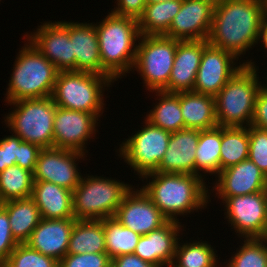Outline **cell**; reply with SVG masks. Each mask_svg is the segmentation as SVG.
Returning a JSON list of instances; mask_svg holds the SVG:
<instances>
[{
    "instance_id": "cell-17",
    "label": "cell",
    "mask_w": 267,
    "mask_h": 267,
    "mask_svg": "<svg viewBox=\"0 0 267 267\" xmlns=\"http://www.w3.org/2000/svg\"><path fill=\"white\" fill-rule=\"evenodd\" d=\"M215 178L212 188L222 203L228 197L267 191V177L249 158L221 170Z\"/></svg>"
},
{
    "instance_id": "cell-44",
    "label": "cell",
    "mask_w": 267,
    "mask_h": 267,
    "mask_svg": "<svg viewBox=\"0 0 267 267\" xmlns=\"http://www.w3.org/2000/svg\"><path fill=\"white\" fill-rule=\"evenodd\" d=\"M111 267H158L155 264L142 260L137 255L124 254L111 259Z\"/></svg>"
},
{
    "instance_id": "cell-29",
    "label": "cell",
    "mask_w": 267,
    "mask_h": 267,
    "mask_svg": "<svg viewBox=\"0 0 267 267\" xmlns=\"http://www.w3.org/2000/svg\"><path fill=\"white\" fill-rule=\"evenodd\" d=\"M155 92L159 102L147 113L145 119L152 125L171 133L184 129V119L180 108V92Z\"/></svg>"
},
{
    "instance_id": "cell-24",
    "label": "cell",
    "mask_w": 267,
    "mask_h": 267,
    "mask_svg": "<svg viewBox=\"0 0 267 267\" xmlns=\"http://www.w3.org/2000/svg\"><path fill=\"white\" fill-rule=\"evenodd\" d=\"M31 198L43 219L74 218L71 190L48 181H34Z\"/></svg>"
},
{
    "instance_id": "cell-25",
    "label": "cell",
    "mask_w": 267,
    "mask_h": 267,
    "mask_svg": "<svg viewBox=\"0 0 267 267\" xmlns=\"http://www.w3.org/2000/svg\"><path fill=\"white\" fill-rule=\"evenodd\" d=\"M180 108L184 129L202 131L218 126L214 96L193 91L180 92Z\"/></svg>"
},
{
    "instance_id": "cell-13",
    "label": "cell",
    "mask_w": 267,
    "mask_h": 267,
    "mask_svg": "<svg viewBox=\"0 0 267 267\" xmlns=\"http://www.w3.org/2000/svg\"><path fill=\"white\" fill-rule=\"evenodd\" d=\"M59 71H75V54L69 37V22H44L35 32L24 34Z\"/></svg>"
},
{
    "instance_id": "cell-36",
    "label": "cell",
    "mask_w": 267,
    "mask_h": 267,
    "mask_svg": "<svg viewBox=\"0 0 267 267\" xmlns=\"http://www.w3.org/2000/svg\"><path fill=\"white\" fill-rule=\"evenodd\" d=\"M3 267H58L59 262L41 252L31 249L26 243L18 244L10 253Z\"/></svg>"
},
{
    "instance_id": "cell-26",
    "label": "cell",
    "mask_w": 267,
    "mask_h": 267,
    "mask_svg": "<svg viewBox=\"0 0 267 267\" xmlns=\"http://www.w3.org/2000/svg\"><path fill=\"white\" fill-rule=\"evenodd\" d=\"M1 205L7 210L14 239L19 244L26 243L34 228L42 220L34 200L31 197L14 199L3 202Z\"/></svg>"
},
{
    "instance_id": "cell-28",
    "label": "cell",
    "mask_w": 267,
    "mask_h": 267,
    "mask_svg": "<svg viewBox=\"0 0 267 267\" xmlns=\"http://www.w3.org/2000/svg\"><path fill=\"white\" fill-rule=\"evenodd\" d=\"M182 6V0L146 4L138 19L141 35L161 36L168 33L169 27Z\"/></svg>"
},
{
    "instance_id": "cell-2",
    "label": "cell",
    "mask_w": 267,
    "mask_h": 267,
    "mask_svg": "<svg viewBox=\"0 0 267 267\" xmlns=\"http://www.w3.org/2000/svg\"><path fill=\"white\" fill-rule=\"evenodd\" d=\"M144 179L149 183L146 182L141 188L168 220L179 222L178 215L184 216L194 210L198 212L211 202L210 186L202 176L153 172L141 180Z\"/></svg>"
},
{
    "instance_id": "cell-31",
    "label": "cell",
    "mask_w": 267,
    "mask_h": 267,
    "mask_svg": "<svg viewBox=\"0 0 267 267\" xmlns=\"http://www.w3.org/2000/svg\"><path fill=\"white\" fill-rule=\"evenodd\" d=\"M248 156V127L221 126L220 171L248 159Z\"/></svg>"
},
{
    "instance_id": "cell-10",
    "label": "cell",
    "mask_w": 267,
    "mask_h": 267,
    "mask_svg": "<svg viewBox=\"0 0 267 267\" xmlns=\"http://www.w3.org/2000/svg\"><path fill=\"white\" fill-rule=\"evenodd\" d=\"M144 121L141 130L125 139L118 149V156L134 169V173L137 172L139 178L158 170L172 134Z\"/></svg>"
},
{
    "instance_id": "cell-21",
    "label": "cell",
    "mask_w": 267,
    "mask_h": 267,
    "mask_svg": "<svg viewBox=\"0 0 267 267\" xmlns=\"http://www.w3.org/2000/svg\"><path fill=\"white\" fill-rule=\"evenodd\" d=\"M75 218L43 219L31 233L26 244L58 262L67 254Z\"/></svg>"
},
{
    "instance_id": "cell-14",
    "label": "cell",
    "mask_w": 267,
    "mask_h": 267,
    "mask_svg": "<svg viewBox=\"0 0 267 267\" xmlns=\"http://www.w3.org/2000/svg\"><path fill=\"white\" fill-rule=\"evenodd\" d=\"M86 154L61 148L40 151L33 172L34 181H48L73 191L82 177L76 164Z\"/></svg>"
},
{
    "instance_id": "cell-50",
    "label": "cell",
    "mask_w": 267,
    "mask_h": 267,
    "mask_svg": "<svg viewBox=\"0 0 267 267\" xmlns=\"http://www.w3.org/2000/svg\"><path fill=\"white\" fill-rule=\"evenodd\" d=\"M264 81H266V84L264 83V85L267 87V75Z\"/></svg>"
},
{
    "instance_id": "cell-41",
    "label": "cell",
    "mask_w": 267,
    "mask_h": 267,
    "mask_svg": "<svg viewBox=\"0 0 267 267\" xmlns=\"http://www.w3.org/2000/svg\"><path fill=\"white\" fill-rule=\"evenodd\" d=\"M41 150L42 148L36 144L22 141L18 146L16 165L33 173Z\"/></svg>"
},
{
    "instance_id": "cell-4",
    "label": "cell",
    "mask_w": 267,
    "mask_h": 267,
    "mask_svg": "<svg viewBox=\"0 0 267 267\" xmlns=\"http://www.w3.org/2000/svg\"><path fill=\"white\" fill-rule=\"evenodd\" d=\"M243 63L244 66L214 97L218 126L251 125L256 97L264 84L259 81V67L254 64L255 62L247 60Z\"/></svg>"
},
{
    "instance_id": "cell-47",
    "label": "cell",
    "mask_w": 267,
    "mask_h": 267,
    "mask_svg": "<svg viewBox=\"0 0 267 267\" xmlns=\"http://www.w3.org/2000/svg\"><path fill=\"white\" fill-rule=\"evenodd\" d=\"M166 1H171V0H146V4L166 2Z\"/></svg>"
},
{
    "instance_id": "cell-19",
    "label": "cell",
    "mask_w": 267,
    "mask_h": 267,
    "mask_svg": "<svg viewBox=\"0 0 267 267\" xmlns=\"http://www.w3.org/2000/svg\"><path fill=\"white\" fill-rule=\"evenodd\" d=\"M182 222L168 220L163 226L141 235L134 254L142 260L165 267L172 263L182 231ZM181 231V233H180Z\"/></svg>"
},
{
    "instance_id": "cell-38",
    "label": "cell",
    "mask_w": 267,
    "mask_h": 267,
    "mask_svg": "<svg viewBox=\"0 0 267 267\" xmlns=\"http://www.w3.org/2000/svg\"><path fill=\"white\" fill-rule=\"evenodd\" d=\"M58 267H111L107 253L66 254Z\"/></svg>"
},
{
    "instance_id": "cell-7",
    "label": "cell",
    "mask_w": 267,
    "mask_h": 267,
    "mask_svg": "<svg viewBox=\"0 0 267 267\" xmlns=\"http://www.w3.org/2000/svg\"><path fill=\"white\" fill-rule=\"evenodd\" d=\"M133 185L110 177H81L72 191L73 213L76 220H104L114 217L123 197Z\"/></svg>"
},
{
    "instance_id": "cell-40",
    "label": "cell",
    "mask_w": 267,
    "mask_h": 267,
    "mask_svg": "<svg viewBox=\"0 0 267 267\" xmlns=\"http://www.w3.org/2000/svg\"><path fill=\"white\" fill-rule=\"evenodd\" d=\"M22 141L19 136L13 135V133L0 139V172L16 165L18 146Z\"/></svg>"
},
{
    "instance_id": "cell-16",
    "label": "cell",
    "mask_w": 267,
    "mask_h": 267,
    "mask_svg": "<svg viewBox=\"0 0 267 267\" xmlns=\"http://www.w3.org/2000/svg\"><path fill=\"white\" fill-rule=\"evenodd\" d=\"M139 189L133 187L126 193L114 218L132 231L140 235H147L152 230L163 226L168 219L143 189Z\"/></svg>"
},
{
    "instance_id": "cell-35",
    "label": "cell",
    "mask_w": 267,
    "mask_h": 267,
    "mask_svg": "<svg viewBox=\"0 0 267 267\" xmlns=\"http://www.w3.org/2000/svg\"><path fill=\"white\" fill-rule=\"evenodd\" d=\"M225 267H267V238L244 239Z\"/></svg>"
},
{
    "instance_id": "cell-33",
    "label": "cell",
    "mask_w": 267,
    "mask_h": 267,
    "mask_svg": "<svg viewBox=\"0 0 267 267\" xmlns=\"http://www.w3.org/2000/svg\"><path fill=\"white\" fill-rule=\"evenodd\" d=\"M34 185L33 173L18 165L0 172V202L29 198Z\"/></svg>"
},
{
    "instance_id": "cell-45",
    "label": "cell",
    "mask_w": 267,
    "mask_h": 267,
    "mask_svg": "<svg viewBox=\"0 0 267 267\" xmlns=\"http://www.w3.org/2000/svg\"><path fill=\"white\" fill-rule=\"evenodd\" d=\"M260 42H262V46H264V49L267 50V14L263 17L261 22L257 45Z\"/></svg>"
},
{
    "instance_id": "cell-49",
    "label": "cell",
    "mask_w": 267,
    "mask_h": 267,
    "mask_svg": "<svg viewBox=\"0 0 267 267\" xmlns=\"http://www.w3.org/2000/svg\"><path fill=\"white\" fill-rule=\"evenodd\" d=\"M264 6H265L266 14H267V0H264Z\"/></svg>"
},
{
    "instance_id": "cell-5",
    "label": "cell",
    "mask_w": 267,
    "mask_h": 267,
    "mask_svg": "<svg viewBox=\"0 0 267 267\" xmlns=\"http://www.w3.org/2000/svg\"><path fill=\"white\" fill-rule=\"evenodd\" d=\"M27 40L19 50L6 91V103L52 95L59 70Z\"/></svg>"
},
{
    "instance_id": "cell-8",
    "label": "cell",
    "mask_w": 267,
    "mask_h": 267,
    "mask_svg": "<svg viewBox=\"0 0 267 267\" xmlns=\"http://www.w3.org/2000/svg\"><path fill=\"white\" fill-rule=\"evenodd\" d=\"M7 104L13 105L14 109L5 115L3 121L9 131L42 149L53 148V124L57 106L51 96Z\"/></svg>"
},
{
    "instance_id": "cell-32",
    "label": "cell",
    "mask_w": 267,
    "mask_h": 267,
    "mask_svg": "<svg viewBox=\"0 0 267 267\" xmlns=\"http://www.w3.org/2000/svg\"><path fill=\"white\" fill-rule=\"evenodd\" d=\"M181 244V245H180ZM178 240L173 263L177 267H217V251L207 241L194 240L188 243Z\"/></svg>"
},
{
    "instance_id": "cell-20",
    "label": "cell",
    "mask_w": 267,
    "mask_h": 267,
    "mask_svg": "<svg viewBox=\"0 0 267 267\" xmlns=\"http://www.w3.org/2000/svg\"><path fill=\"white\" fill-rule=\"evenodd\" d=\"M207 45V40L178 41L169 82L162 91L168 93L193 91L202 53Z\"/></svg>"
},
{
    "instance_id": "cell-22",
    "label": "cell",
    "mask_w": 267,
    "mask_h": 267,
    "mask_svg": "<svg viewBox=\"0 0 267 267\" xmlns=\"http://www.w3.org/2000/svg\"><path fill=\"white\" fill-rule=\"evenodd\" d=\"M69 37L75 54V71L112 77L102 67L98 37L93 22H69Z\"/></svg>"
},
{
    "instance_id": "cell-15",
    "label": "cell",
    "mask_w": 267,
    "mask_h": 267,
    "mask_svg": "<svg viewBox=\"0 0 267 267\" xmlns=\"http://www.w3.org/2000/svg\"><path fill=\"white\" fill-rule=\"evenodd\" d=\"M238 60L234 54L208 44L202 53L193 92L215 97L244 66L243 60L242 64L235 62Z\"/></svg>"
},
{
    "instance_id": "cell-23",
    "label": "cell",
    "mask_w": 267,
    "mask_h": 267,
    "mask_svg": "<svg viewBox=\"0 0 267 267\" xmlns=\"http://www.w3.org/2000/svg\"><path fill=\"white\" fill-rule=\"evenodd\" d=\"M199 133L200 130L186 128L173 132L156 172L195 175V151Z\"/></svg>"
},
{
    "instance_id": "cell-11",
    "label": "cell",
    "mask_w": 267,
    "mask_h": 267,
    "mask_svg": "<svg viewBox=\"0 0 267 267\" xmlns=\"http://www.w3.org/2000/svg\"><path fill=\"white\" fill-rule=\"evenodd\" d=\"M223 205L225 218L239 238H267V191L228 197Z\"/></svg>"
},
{
    "instance_id": "cell-48",
    "label": "cell",
    "mask_w": 267,
    "mask_h": 267,
    "mask_svg": "<svg viewBox=\"0 0 267 267\" xmlns=\"http://www.w3.org/2000/svg\"><path fill=\"white\" fill-rule=\"evenodd\" d=\"M165 267H177V266L172 262V263L168 264V265L165 266Z\"/></svg>"
},
{
    "instance_id": "cell-18",
    "label": "cell",
    "mask_w": 267,
    "mask_h": 267,
    "mask_svg": "<svg viewBox=\"0 0 267 267\" xmlns=\"http://www.w3.org/2000/svg\"><path fill=\"white\" fill-rule=\"evenodd\" d=\"M214 6L205 0H182V6L165 35L179 41L207 40Z\"/></svg>"
},
{
    "instance_id": "cell-12",
    "label": "cell",
    "mask_w": 267,
    "mask_h": 267,
    "mask_svg": "<svg viewBox=\"0 0 267 267\" xmlns=\"http://www.w3.org/2000/svg\"><path fill=\"white\" fill-rule=\"evenodd\" d=\"M99 117L94 113L56 107L53 124V148L86 154L88 140L95 137ZM94 134V135H93Z\"/></svg>"
},
{
    "instance_id": "cell-39",
    "label": "cell",
    "mask_w": 267,
    "mask_h": 267,
    "mask_svg": "<svg viewBox=\"0 0 267 267\" xmlns=\"http://www.w3.org/2000/svg\"><path fill=\"white\" fill-rule=\"evenodd\" d=\"M7 210L0 205V265L19 244L13 237L9 224Z\"/></svg>"
},
{
    "instance_id": "cell-30",
    "label": "cell",
    "mask_w": 267,
    "mask_h": 267,
    "mask_svg": "<svg viewBox=\"0 0 267 267\" xmlns=\"http://www.w3.org/2000/svg\"><path fill=\"white\" fill-rule=\"evenodd\" d=\"M221 126L200 131L195 151V175H218L220 173ZM205 173L204 175L202 173Z\"/></svg>"
},
{
    "instance_id": "cell-42",
    "label": "cell",
    "mask_w": 267,
    "mask_h": 267,
    "mask_svg": "<svg viewBox=\"0 0 267 267\" xmlns=\"http://www.w3.org/2000/svg\"><path fill=\"white\" fill-rule=\"evenodd\" d=\"M116 7L111 10L118 16L130 17L138 20L146 6V0H116Z\"/></svg>"
},
{
    "instance_id": "cell-43",
    "label": "cell",
    "mask_w": 267,
    "mask_h": 267,
    "mask_svg": "<svg viewBox=\"0 0 267 267\" xmlns=\"http://www.w3.org/2000/svg\"><path fill=\"white\" fill-rule=\"evenodd\" d=\"M251 125L267 130V87L265 85L257 94Z\"/></svg>"
},
{
    "instance_id": "cell-37",
    "label": "cell",
    "mask_w": 267,
    "mask_h": 267,
    "mask_svg": "<svg viewBox=\"0 0 267 267\" xmlns=\"http://www.w3.org/2000/svg\"><path fill=\"white\" fill-rule=\"evenodd\" d=\"M249 156L248 158L258 166L267 177V130L250 125Z\"/></svg>"
},
{
    "instance_id": "cell-34",
    "label": "cell",
    "mask_w": 267,
    "mask_h": 267,
    "mask_svg": "<svg viewBox=\"0 0 267 267\" xmlns=\"http://www.w3.org/2000/svg\"><path fill=\"white\" fill-rule=\"evenodd\" d=\"M103 224L106 252L111 259L120 255L134 253L141 237L140 234L123 226L114 217L105 218Z\"/></svg>"
},
{
    "instance_id": "cell-1",
    "label": "cell",
    "mask_w": 267,
    "mask_h": 267,
    "mask_svg": "<svg viewBox=\"0 0 267 267\" xmlns=\"http://www.w3.org/2000/svg\"><path fill=\"white\" fill-rule=\"evenodd\" d=\"M265 15L264 0H229L215 6L207 42L239 59L257 44Z\"/></svg>"
},
{
    "instance_id": "cell-6",
    "label": "cell",
    "mask_w": 267,
    "mask_h": 267,
    "mask_svg": "<svg viewBox=\"0 0 267 267\" xmlns=\"http://www.w3.org/2000/svg\"><path fill=\"white\" fill-rule=\"evenodd\" d=\"M115 81L96 73L59 71L51 97L60 108L94 113L100 118L105 109L103 92Z\"/></svg>"
},
{
    "instance_id": "cell-27",
    "label": "cell",
    "mask_w": 267,
    "mask_h": 267,
    "mask_svg": "<svg viewBox=\"0 0 267 267\" xmlns=\"http://www.w3.org/2000/svg\"><path fill=\"white\" fill-rule=\"evenodd\" d=\"M107 253L103 220H75L67 254Z\"/></svg>"
},
{
    "instance_id": "cell-46",
    "label": "cell",
    "mask_w": 267,
    "mask_h": 267,
    "mask_svg": "<svg viewBox=\"0 0 267 267\" xmlns=\"http://www.w3.org/2000/svg\"><path fill=\"white\" fill-rule=\"evenodd\" d=\"M206 2H209L210 4H212L214 7L221 5L222 3H225L229 0H205Z\"/></svg>"
},
{
    "instance_id": "cell-3",
    "label": "cell",
    "mask_w": 267,
    "mask_h": 267,
    "mask_svg": "<svg viewBox=\"0 0 267 267\" xmlns=\"http://www.w3.org/2000/svg\"><path fill=\"white\" fill-rule=\"evenodd\" d=\"M95 25L102 67L117 81L132 71L140 39L138 20L109 12ZM136 43V44H135Z\"/></svg>"
},
{
    "instance_id": "cell-9",
    "label": "cell",
    "mask_w": 267,
    "mask_h": 267,
    "mask_svg": "<svg viewBox=\"0 0 267 267\" xmlns=\"http://www.w3.org/2000/svg\"><path fill=\"white\" fill-rule=\"evenodd\" d=\"M178 41L165 35L140 36L132 70L139 72L148 91H162L168 85Z\"/></svg>"
}]
</instances>
